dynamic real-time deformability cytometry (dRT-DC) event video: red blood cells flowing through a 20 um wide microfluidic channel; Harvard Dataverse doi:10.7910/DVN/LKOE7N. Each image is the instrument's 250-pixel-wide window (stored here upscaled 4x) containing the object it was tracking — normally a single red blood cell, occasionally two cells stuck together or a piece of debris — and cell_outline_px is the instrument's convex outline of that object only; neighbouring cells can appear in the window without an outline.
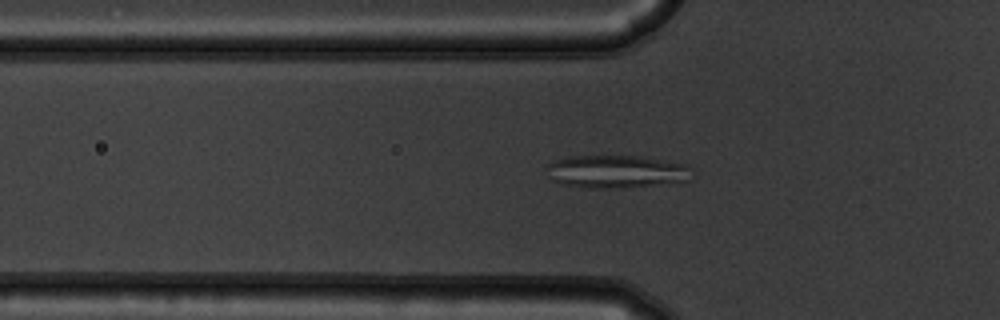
{"species": "common noctule bat (a hibernating species)", "species_latin": "Nyctalus noctula", "temperature_condition": "warm", "stored_images_in_passage": 42, "camera_frame_rate_fps": 3000, "um_per_image_px": 0.085, "animal": {"sex": "male", "body_mass_g": 19.5, "forearm_length_mm": 54.6}, "frame": {"image": 1, "passage_image": 6, "time_ms": 1.667, "image_size_px": [1000, 320], "cell_outline_px": [[692, 168], [688, 180], [624, 188], [588, 188], [564, 184], [552, 180], [548, 164], [556, 160], [568, 156], [640, 156], [684, 164]], "centroid_in_image_um": [52.39, 14.58], "position_along_channel_um": 73.4, "area_um2": 27.34}}
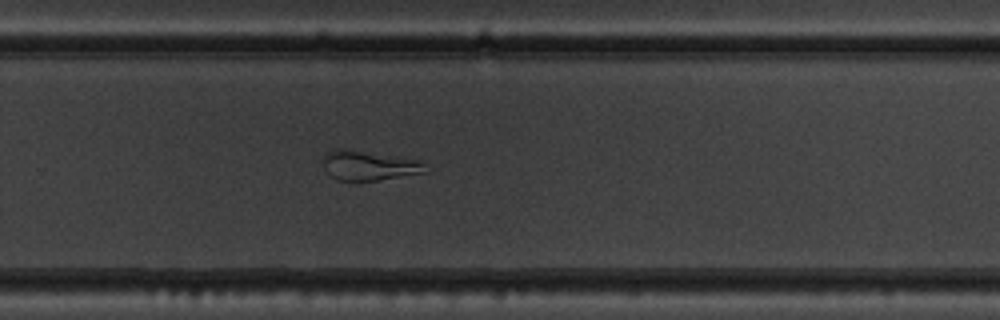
{"frame": {"image": 2, "passage_image": 24, "time_ms": 7.667, "image_size_px": [1000, 320], "cell_outline_px": [[428, 172], [376, 180], [336, 180], [324, 168], [324, 156], [332, 148], [344, 148], [420, 160], [424, 164]], "centroid_in_image_um": [31.35, 14.05], "position_along_channel_um": 298.4, "area_um2": 17.51}}
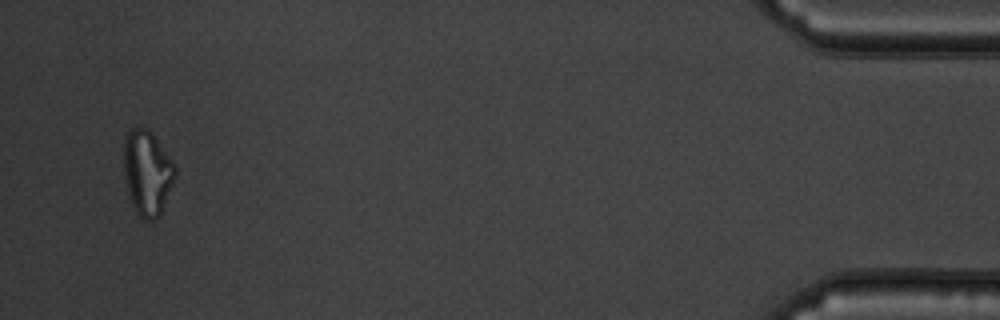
{"frame": {"image": 3, "passage_image": 40, "time_ms": 13.0, "image_size_px": [1000, 320], "cell_outline_px": [[176, 176], [160, 216], [152, 220], [144, 220], [136, 212], [128, 196], [124, 172], [124, 140], [128, 132], [132, 128], [148, 128], [152, 132], [176, 164]], "centroid_in_image_um": [12.54, 14.68], "position_along_channel_um": 422.7, "area_um2": 25.66}, "authors_computed_cell_mechanics": {"area_um2": 23.2645, "velocity_mm_per_s": 3.7496, "shape_relaxation_time_tau1_ms": null, "shape_relaxation_time_tau2_ms": 1.2488, "deformation_change_tau1": null, "deformation_change_tau2": 0.0913}}